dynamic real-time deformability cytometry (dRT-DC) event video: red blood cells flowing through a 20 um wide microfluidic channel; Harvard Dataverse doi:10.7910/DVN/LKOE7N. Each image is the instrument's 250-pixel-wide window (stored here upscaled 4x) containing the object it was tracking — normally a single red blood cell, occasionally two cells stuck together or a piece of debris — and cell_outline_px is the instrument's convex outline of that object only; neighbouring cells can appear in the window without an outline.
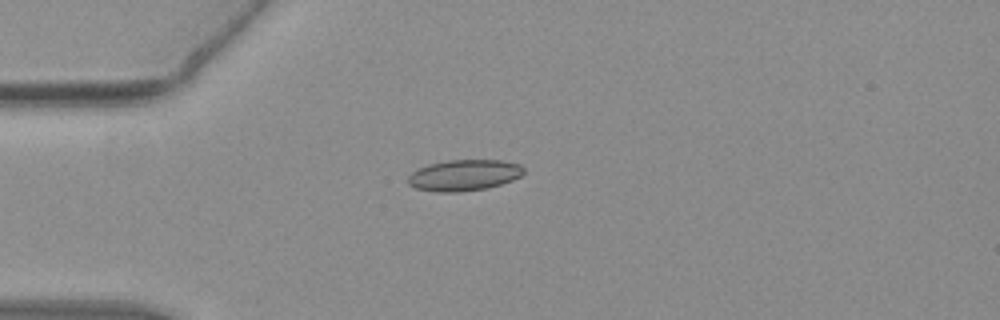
{"species": "common noctule bat (a hibernating species)", "species_latin": "Nyctalus noctula", "temperature_condition": "warm", "stored_images_in_passage": 42, "camera_frame_rate_fps": 3000, "um_per_image_px": 0.085, "animal": {"sex": "female", "body_mass_g": 19.3, "forearm_length_mm": 54.1}, "frame": {"image": 1, "passage_image": 2, "time_ms": 0.333, "image_size_px": [1000, 320], "cell_outline_px": [[524, 172], [520, 176], [512, 180], [488, 188], [460, 192], [436, 192], [416, 188], [408, 184], [408, 176], [416, 168], [428, 164], [448, 160], [500, 160], [520, 164], [524, 168]], "centroid_in_image_um": [39.42, 14.89], "position_along_channel_um": 45.6, "area_um2": 21.1}}
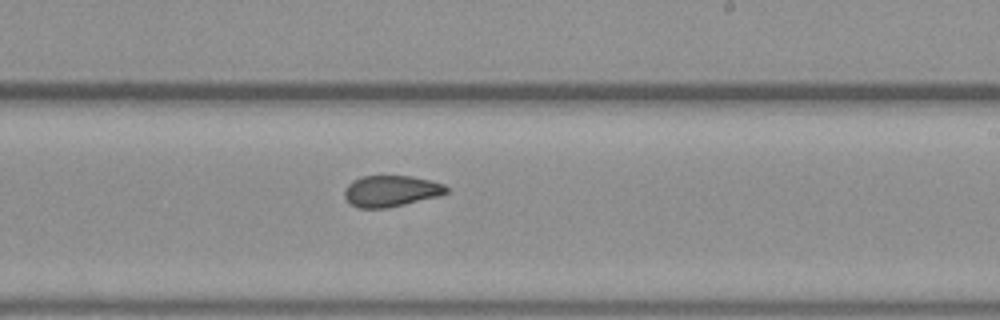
{"frame": {"image": 2, "passage_image": 20, "time_ms": 6.333, "image_size_px": [1000, 320], "cell_outline_px": [[448, 192], [440, 196], [388, 208], [356, 208], [348, 204], [344, 196], [344, 192], [348, 184], [352, 180], [364, 176], [412, 176], [444, 184], [448, 188]], "centroid_in_image_um": [33.21, 16.25], "position_along_channel_um": 255.8, "area_um2": 18.73}}
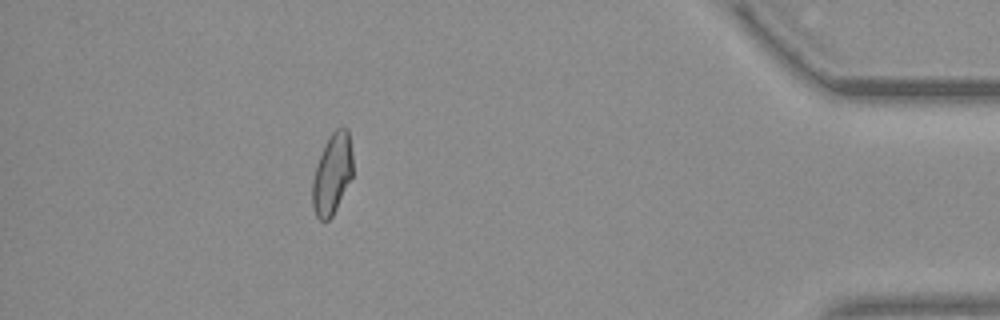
{"frame": {"image": 3, "passage_image": 36, "time_ms": 11.667, "image_size_px": [1000, 320], "cell_outline_px": [[352, 176], [332, 216], [328, 220], [320, 220], [316, 216], [312, 204], [312, 180], [316, 164], [324, 144], [328, 136], [336, 128], [348, 128], [352, 152]], "centroid_in_image_um": [28.22, 14.75], "position_along_channel_um": 407.0, "area_um2": 19.02}, "authors_computed_cell_mechanics": {"area_um2": 19.2185, "velocity_mm_per_s": 3.8294, "shape_relaxation_time_tau1_ms": null, "shape_relaxation_time_tau2_ms": 1.8586, "deformation_change_tau1": null, "deformation_change_tau2": 0.0739}}